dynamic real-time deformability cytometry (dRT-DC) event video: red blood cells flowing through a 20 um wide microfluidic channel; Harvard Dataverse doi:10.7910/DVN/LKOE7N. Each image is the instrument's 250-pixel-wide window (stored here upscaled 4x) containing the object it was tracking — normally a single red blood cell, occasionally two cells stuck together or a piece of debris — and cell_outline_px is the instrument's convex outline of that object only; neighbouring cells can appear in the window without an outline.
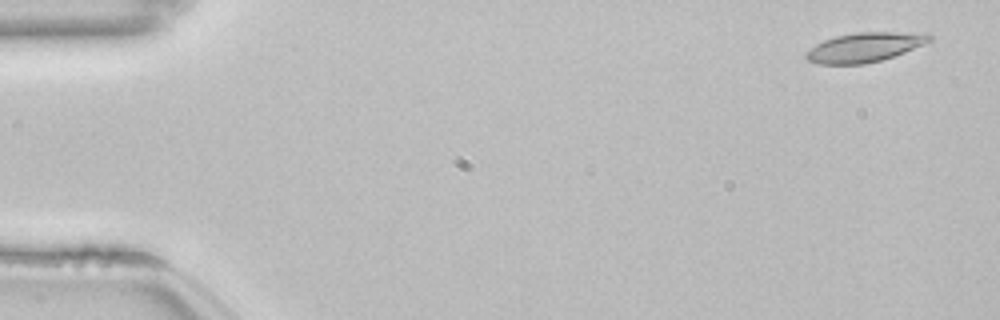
{"species": "common noctule bat (a hibernating species)", "species_latin": "Nyctalus noctula", "temperature_condition": "room temperature", "stored_images_in_passage": 52, "camera_frame_rate_fps": 3000, "um_per_image_px": 0.085, "animal": {"sex": "female", "body_mass_g": 22.7, "forearm_length_mm": 54.2}, "frame": {"image": 1, "passage_image": 1, "time_ms": 0.0, "image_size_px": [1000, 320], "cell_outline_px": [[932, 40], [924, 44], [904, 52], [880, 60], [864, 64], [816, 64], [808, 60], [804, 56], [816, 44], [824, 40], [836, 36], [860, 32], [928, 32], [932, 36]], "centroid_in_image_um": [73.53, 4.0], "position_along_channel_um": 11.5, "area_um2": 21.04}}
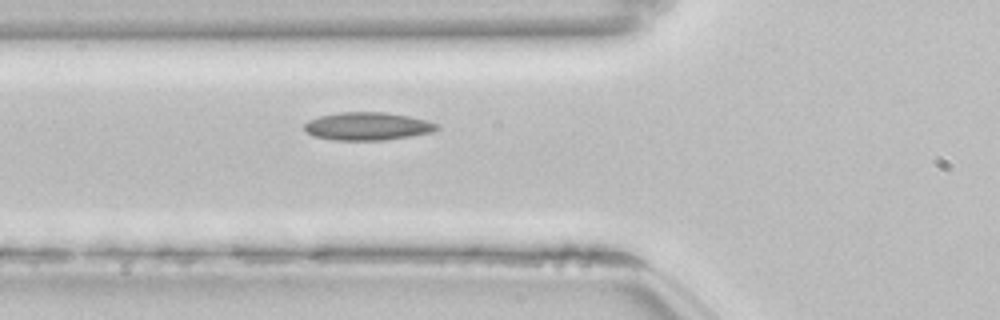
{"frame": {"image": 2, "passage_image": 18, "time_ms": 5.667, "image_size_px": [1000, 320], "cell_outline_px": [[440, 128], [432, 132], [384, 140], [332, 140], [312, 136], [304, 128], [304, 124], [308, 120], [320, 116], [340, 112], [384, 112], [408, 116], [440, 124]], "centroid_in_image_um": [31.22, 10.73], "position_along_channel_um": 94.6, "area_um2": 21.5}}
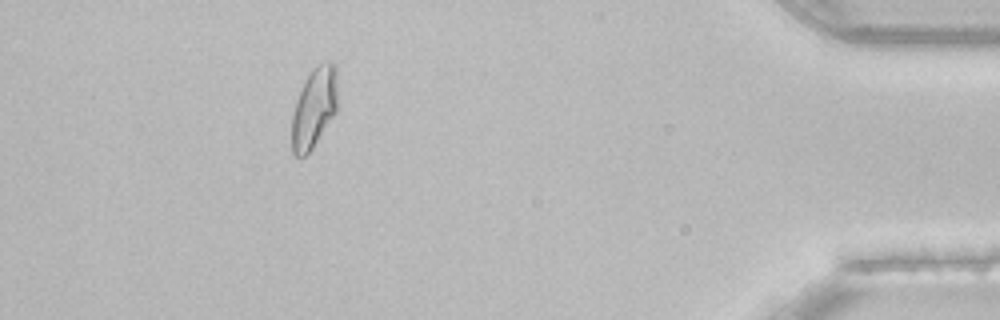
{"frame": {"image": 3, "passage_image": 47, "time_ms": 15.333, "image_size_px": [1000, 320], "cell_outline_px": [[340, 104], [336, 112], [312, 148], [304, 156], [292, 156], [292, 112], [300, 88], [304, 80], [312, 68], [320, 64], [332, 60], [336, 64], [340, 100]], "centroid_in_image_um": [26.74, 9.09], "position_along_channel_um": 408.5, "area_um2": 22.14}, "authors_computed_cell_mechanics": {"area_um2": 20.7213, "velocity_mm_per_s": 3.8259, "shape_relaxation_time_tau1_ms": null, "shape_relaxation_time_tau2_ms": 3.8731, "deformation_change_tau1": null, "deformation_change_tau2": 0.0906}}